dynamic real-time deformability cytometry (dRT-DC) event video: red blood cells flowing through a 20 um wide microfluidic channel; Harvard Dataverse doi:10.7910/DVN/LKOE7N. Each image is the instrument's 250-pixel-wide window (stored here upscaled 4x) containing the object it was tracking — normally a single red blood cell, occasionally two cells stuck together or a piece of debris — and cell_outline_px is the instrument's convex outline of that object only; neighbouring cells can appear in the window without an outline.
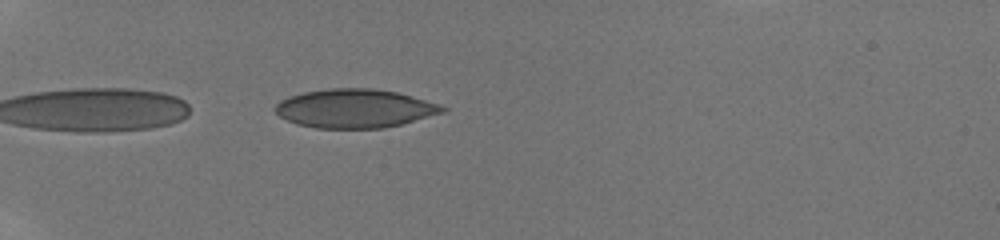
{"species": "human", "species_latin": "Homo sapiens", "temperature_condition": "room temperature", "stored_images_in_passage": 9, "camera_frame_rate_fps": 3000, "um_per_image_px": 0.085, "donor": {"sex": "male"}, "frame": {"image": 1, "passage_image": 2, "time_ms": 0.333, "image_size_px": [1000, 240], "cell_outline_px": [[448, 108], [444, 112], [400, 124], [384, 128], [316, 128], [296, 124], [280, 116], [272, 108], [280, 100], [288, 96], [304, 92], [332, 88], [372, 88], [396, 92], [412, 96], [440, 104]], "centroid_in_image_um": [30.13, 9.21], "position_along_channel_um": 54.9, "area_um2": 37.69}}
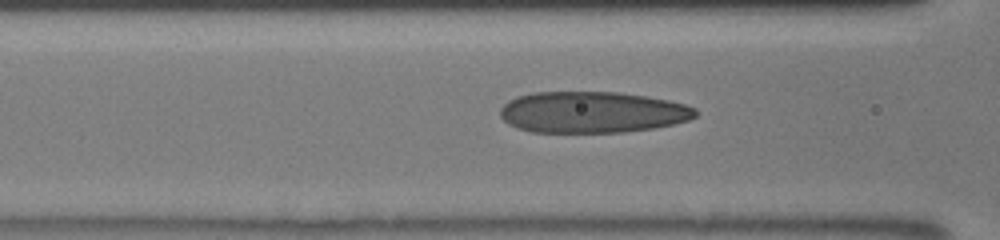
{"frame": {"image": 2, "passage_image": 6, "time_ms": 1.333, "image_size_px": [1000, 240], "cell_outline_px": [[696, 116], [688, 120], [672, 124], [652, 128], [624, 132], [532, 132], [516, 128], [508, 124], [500, 116], [500, 108], [508, 100], [516, 96], [532, 92], [620, 92], [668, 100], [684, 104], [696, 108]], "centroid_in_image_um": [50.29, 9.53], "position_along_channel_um": 116.3, "area_um2": 47.11}}